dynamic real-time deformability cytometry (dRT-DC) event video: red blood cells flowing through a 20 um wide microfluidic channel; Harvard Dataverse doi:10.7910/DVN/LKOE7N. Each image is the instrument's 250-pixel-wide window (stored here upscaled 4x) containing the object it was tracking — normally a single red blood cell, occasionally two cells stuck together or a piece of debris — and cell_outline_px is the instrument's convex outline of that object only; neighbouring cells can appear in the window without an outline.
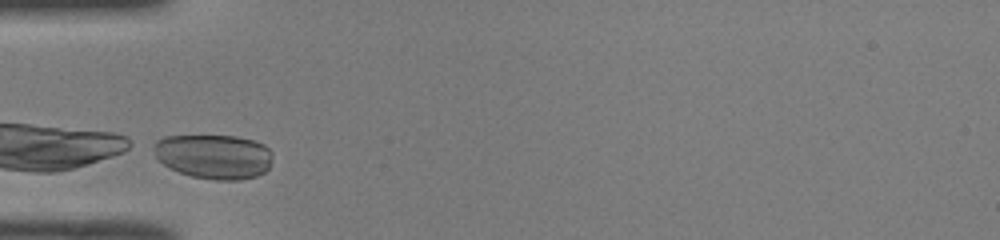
{"species": "common noctule bat (a hibernating species)", "species_latin": "Nyctalus noctula", "temperature_condition": "room temperature", "stored_images_in_passage": 22, "camera_frame_rate_fps": 3000, "um_per_image_px": 0.085, "animal": {"sex": "male", "body_mass_g": 19.0, "forearm_length_mm": 50.8}, "frame": {"image": 1, "passage_image": 1, "time_ms": 0.0, "image_size_px": [1000, 240], "cell_outline_px": [[272, 156], [268, 168], [264, 172], [256, 176], [240, 180], [216, 180], [192, 176], [168, 168], [156, 156], [148, 144], [164, 136], [236, 136], [256, 140], [264, 144], [272, 152]], "centroid_in_image_um": [18.14, 13.28], "position_along_channel_um": 66.9, "area_um2": 31.21}}
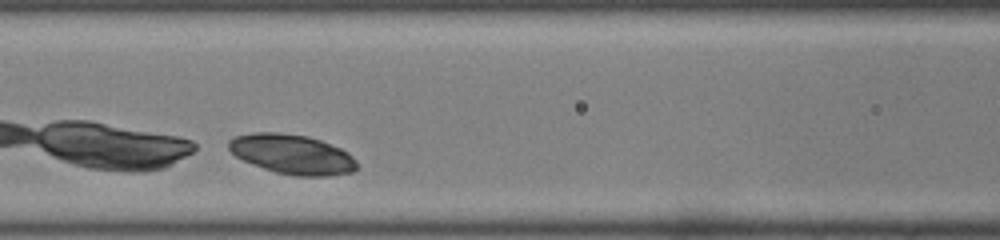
{"frame": {"image": 2, "passage_image": 7, "time_ms": 2.0, "image_size_px": [1000, 240], "cell_outline_px": [[356, 168], [352, 172], [332, 176], [296, 176], [276, 172], [264, 168], [244, 160], [236, 156], [228, 148], [228, 140], [232, 136], [252, 132], [280, 132], [308, 136], [320, 140], [340, 148], [348, 152], [356, 160]], "centroid_in_image_um": [24.82, 13.1], "position_along_channel_um": 141.8, "area_um2": 29.71}}
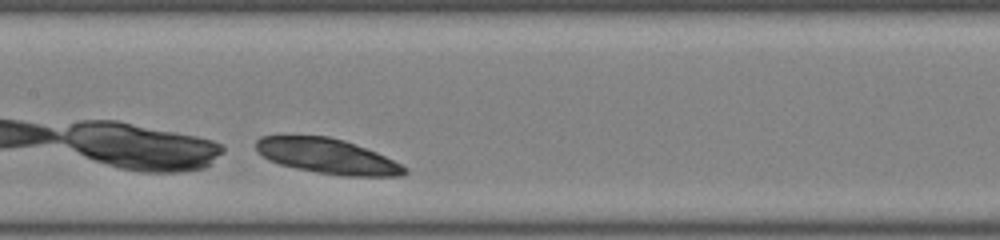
{"frame": {"image": 3, "passage_image": 10, "time_ms": 3.0, "image_size_px": [1000, 240], "cell_outline_px": [[408, 172], [404, 176], [344, 176], [316, 172], [296, 168], [280, 164], [268, 160], [256, 152], [256, 140], [260, 136], [328, 136], [344, 140], [376, 152], [408, 168]], "centroid_in_image_um": [27.81, 13.28], "position_along_channel_um": 179.6, "area_um2": 30.35}}